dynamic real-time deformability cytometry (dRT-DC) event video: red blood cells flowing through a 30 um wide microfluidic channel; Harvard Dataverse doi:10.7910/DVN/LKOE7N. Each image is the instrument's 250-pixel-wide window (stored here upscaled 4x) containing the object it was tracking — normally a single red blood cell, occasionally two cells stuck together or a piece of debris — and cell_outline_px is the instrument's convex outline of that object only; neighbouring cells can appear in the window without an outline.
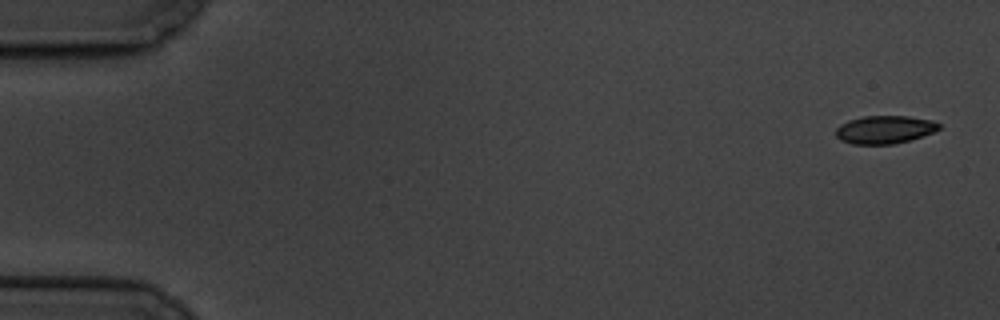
{"species": "common noctule bat (a hibernating species)", "species_latin": "Nyctalus noctula", "temperature_condition": "cold", "stored_images_in_passage": 8, "camera_frame_rate_fps": 3000, "um_per_image_px": 0.085, "animal": {"sex": "male", "body_mass_g": 19.5, "forearm_length_mm": 54.6}, "frame": {"image": 1, "passage_image": 1, "time_ms": 0.0, "image_size_px": [1000, 320], "cell_outline_px": [[940, 128], [932, 132], [908, 140], [892, 144], [852, 144], [840, 140], [836, 136], [836, 128], [840, 124], [848, 120], [864, 116], [908, 116], [932, 120], [940, 124]], "centroid_in_image_um": [75.15, 11.01], "position_along_channel_um": 9.8, "area_um2": 16.7}}
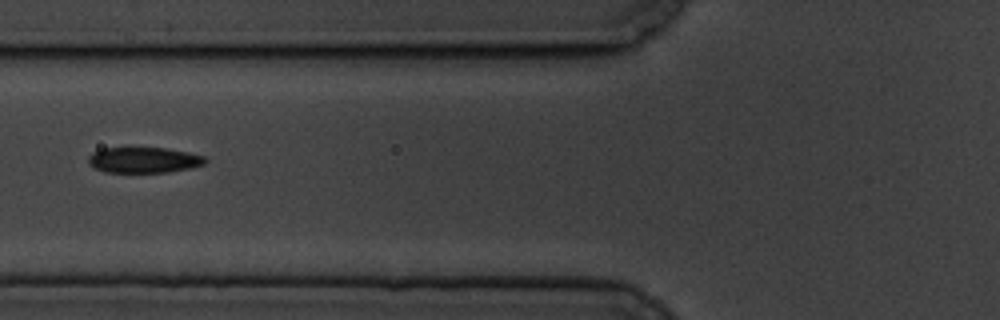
{"frame": {"image": 2, "passage_image": 7, "time_ms": 7.0, "image_size_px": [1000, 320], "cell_outline_px": [[208, 160], [204, 164], [192, 168], [168, 172], [104, 172], [88, 164], [88, 156], [92, 152], [104, 148], [164, 148], [188, 152], [204, 156]], "centroid_in_image_um": [12.23, 13.6], "position_along_channel_um": 113.6, "area_um2": 17.51}}
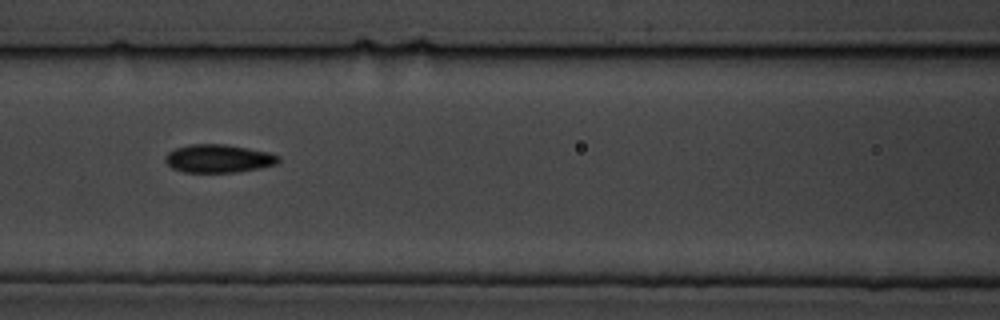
{"frame": {"image": 3, "passage_image": 8, "time_ms": 8.0, "image_size_px": [1000, 320], "cell_outline_px": [[280, 160], [276, 164], [260, 168], [236, 172], [184, 172], [172, 168], [164, 160], [164, 156], [168, 152], [176, 148], [188, 144], [224, 144], [248, 148], [268, 152], [280, 156]], "centroid_in_image_um": [18.56, 13.47], "position_along_channel_um": 148.0, "area_um2": 18.61}}